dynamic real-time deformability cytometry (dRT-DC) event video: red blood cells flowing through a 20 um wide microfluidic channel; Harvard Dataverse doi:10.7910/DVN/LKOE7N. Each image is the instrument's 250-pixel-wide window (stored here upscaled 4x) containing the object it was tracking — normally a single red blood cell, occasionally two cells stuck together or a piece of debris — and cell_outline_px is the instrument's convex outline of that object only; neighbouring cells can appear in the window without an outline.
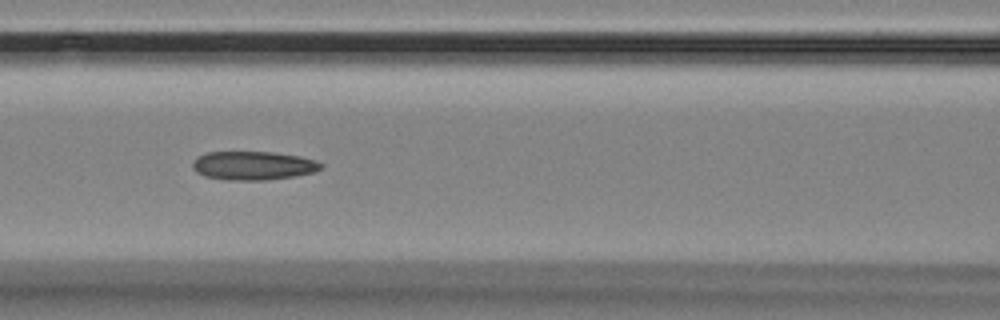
{"species": "Egyptian fruit bat (a non-hibernating species)", "species_latin": "Rousettus aegyptiacus", "temperature_condition": "room temperature", "stored_images_in_passage": 8, "camera_frame_rate_fps": 3000, "um_per_image_px": 0.085, "animal": {"sex": "female"}, "frame": {"image": 1, "passage_image": 6, "time_ms": 5.667, "image_size_px": [1000, 320], "cell_outline_px": [[324, 168], [316, 172], [296, 176], [268, 180], [228, 180], [204, 176], [196, 172], [192, 168], [192, 160], [196, 156], [208, 152], [272, 152], [300, 156], [316, 160], [324, 164]], "centroid_in_image_um": [21.55, 14.08], "position_along_channel_um": 145.1, "area_um2": 21.85}}
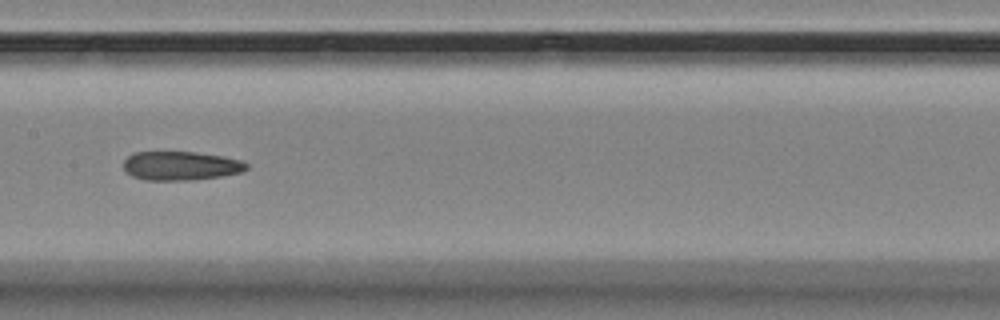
{"frame": {"image": 2, "passage_image": 7, "time_ms": 7.0, "image_size_px": [1000, 320], "cell_outline_px": [[248, 168], [240, 172], [220, 176], [188, 180], [144, 180], [132, 176], [124, 168], [124, 160], [132, 152], [196, 152], [224, 156], [240, 160], [248, 164]], "centroid_in_image_um": [15.35, 14.08], "position_along_channel_um": 192.1, "area_um2": 20.63}}
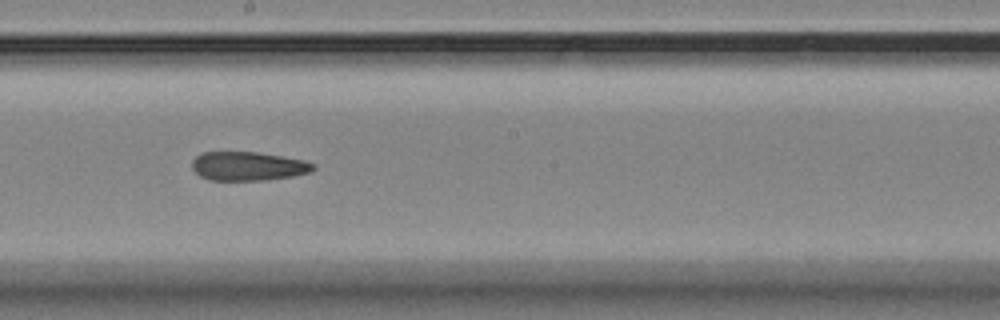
{"frame": {"image": 3, "passage_image": 8, "time_ms": 8.0, "image_size_px": [1000, 320], "cell_outline_px": [[316, 168], [312, 172], [292, 176], [268, 180], [208, 180], [200, 176], [192, 168], [192, 160], [200, 152], [256, 152], [304, 160], [316, 164]], "centroid_in_image_um": [21.09, 14.13], "position_along_channel_um": 227.1, "area_um2": 20.52}}